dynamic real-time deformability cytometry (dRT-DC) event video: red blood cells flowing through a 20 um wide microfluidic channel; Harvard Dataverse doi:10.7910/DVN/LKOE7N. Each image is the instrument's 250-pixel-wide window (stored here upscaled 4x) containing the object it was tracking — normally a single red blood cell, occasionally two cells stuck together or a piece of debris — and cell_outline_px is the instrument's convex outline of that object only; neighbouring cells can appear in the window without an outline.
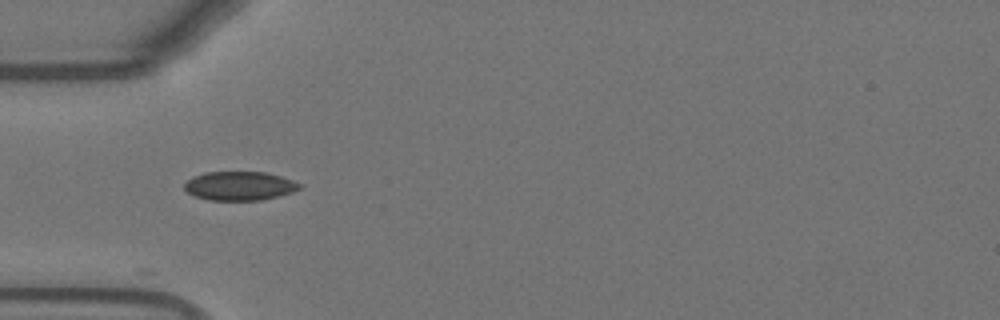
{"species": "Egyptian fruit bat (a non-hibernating species)", "species_latin": "Rousettus aegyptiacus", "temperature_condition": "warm", "stored_images_in_passage": 6, "camera_frame_rate_fps": 3000, "um_per_image_px": 0.085, "animal": {"sex": "female"}, "frame": {"image": 1, "passage_image": 1, "time_ms": 0.0, "image_size_px": [1000, 320], "cell_outline_px": [[300, 188], [292, 192], [260, 200], [208, 200], [192, 196], [184, 188], [184, 184], [192, 176], [204, 172], [264, 172], [280, 176], [292, 180], [300, 184]], "centroid_in_image_um": [20.3, 15.8], "position_along_channel_um": 64.7, "area_um2": 19.31}}
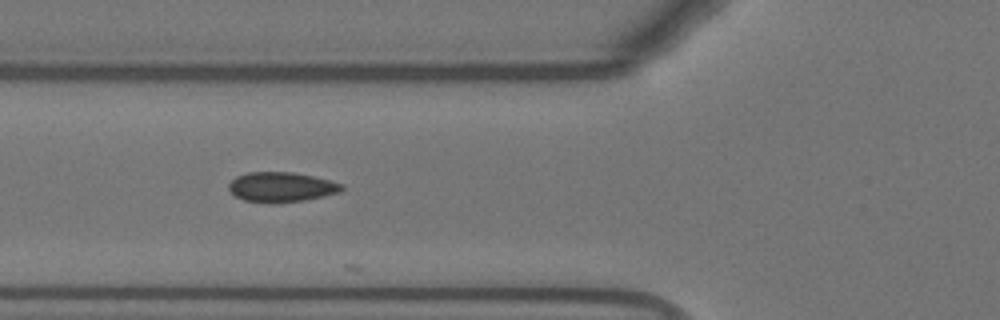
{"frame": {"image": 2, "passage_image": 4, "time_ms": 1.0, "image_size_px": [1000, 320], "cell_outline_px": [[344, 188], [340, 192], [324, 196], [304, 200], [276, 204], [268, 204], [244, 200], [236, 196], [228, 188], [228, 184], [236, 176], [248, 172], [292, 172], [312, 176], [344, 184]], "centroid_in_image_um": [23.9, 15.91], "position_along_channel_um": 101.9, "area_um2": 19.83}}